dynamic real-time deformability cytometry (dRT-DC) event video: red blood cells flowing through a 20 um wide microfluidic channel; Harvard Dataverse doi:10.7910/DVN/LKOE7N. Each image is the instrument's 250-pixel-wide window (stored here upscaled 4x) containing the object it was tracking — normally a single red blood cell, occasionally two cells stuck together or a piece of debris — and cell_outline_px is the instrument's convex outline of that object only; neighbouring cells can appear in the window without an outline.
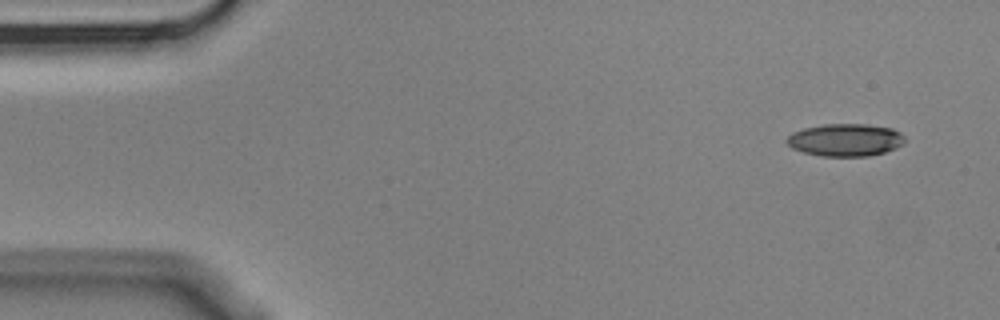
{"species": "Egyptian fruit bat (a non-hibernating species)", "species_latin": "Rousettus aegyptiacus", "temperature_condition": "cold", "stored_images_in_passage": 4, "camera_frame_rate_fps": 3000, "um_per_image_px": 0.085, "animal": {"sex": "male"}, "frame": {"image": 1, "passage_image": 1, "time_ms": 0.0, "image_size_px": [1000, 320], "cell_outline_px": [[904, 144], [896, 148], [884, 152], [868, 156], [820, 156], [804, 152], [792, 148], [784, 140], [792, 132], [804, 128], [824, 124], [864, 124], [892, 128], [900, 132], [904, 136]], "centroid_in_image_um": [71.85, 11.89], "position_along_channel_um": 13.1, "area_um2": 22.43}}
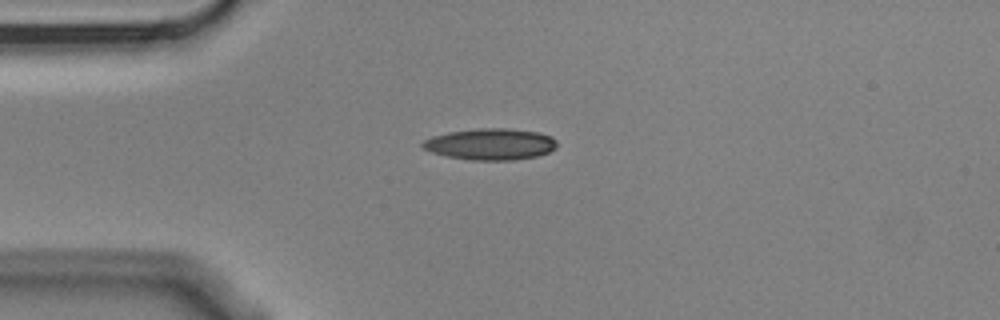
{"frame": {"image": 2, "passage_image": 4, "time_ms": 1.0, "image_size_px": [1000, 320], "cell_outline_px": [[556, 148], [548, 152], [536, 156], [512, 160], [472, 160], [448, 156], [432, 152], [424, 148], [420, 144], [424, 140], [432, 136], [448, 132], [480, 128], [508, 128], [540, 132], [552, 136], [556, 140]], "centroid_in_image_um": [41.71, 12.24], "position_along_channel_um": 43.3, "area_um2": 24.57}}